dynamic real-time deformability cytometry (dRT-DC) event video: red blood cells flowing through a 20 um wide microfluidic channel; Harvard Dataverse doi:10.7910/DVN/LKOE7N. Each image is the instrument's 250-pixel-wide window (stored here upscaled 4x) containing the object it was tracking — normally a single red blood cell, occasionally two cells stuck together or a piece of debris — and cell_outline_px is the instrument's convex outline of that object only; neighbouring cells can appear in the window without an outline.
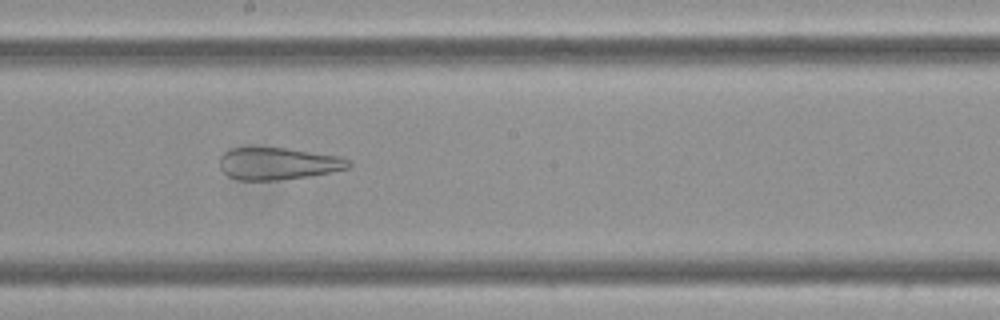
{"species": "Egyptian fruit bat (a non-hibernating species)", "species_latin": "Rousettus aegyptiacus", "temperature_condition": "cold", "stored_images_in_passage": 9, "camera_frame_rate_fps": 3000, "um_per_image_px": 0.085, "frame": {"image": 1, "passage_image": 6, "time_ms": 1.667, "image_size_px": [1000, 320], "cell_outline_px": [[352, 164], [348, 168], [308, 176], [276, 180], [236, 180], [228, 176], [220, 168], [220, 156], [224, 152], [232, 148], [284, 148], [340, 156], [348, 160]], "centroid_in_image_um": [23.6, 13.91], "position_along_channel_um": 224.6, "area_um2": 23.87}}